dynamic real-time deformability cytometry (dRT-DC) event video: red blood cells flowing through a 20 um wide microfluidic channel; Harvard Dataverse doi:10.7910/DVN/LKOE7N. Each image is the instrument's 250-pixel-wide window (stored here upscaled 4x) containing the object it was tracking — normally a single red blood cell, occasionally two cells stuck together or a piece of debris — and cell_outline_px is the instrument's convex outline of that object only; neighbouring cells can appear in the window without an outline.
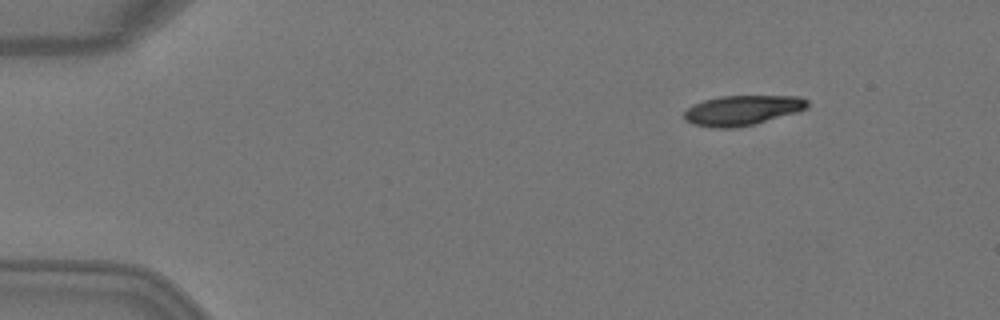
{"species": "Egyptian fruit bat (a non-hibernating species)", "species_latin": "Rousettus aegyptiacus", "temperature_condition": "warm", "stored_images_in_passage": 4, "camera_frame_rate_fps": 3000, "um_per_image_px": 0.085, "animal": {"sex": "female"}, "frame": {"image": 1, "passage_image": 2, "time_ms": 0.333, "image_size_px": [1000, 320], "cell_outline_px": [[808, 108], [796, 112], [752, 124], [736, 128], [716, 128], [692, 124], [684, 120], [684, 112], [692, 104], [704, 100], [720, 96], [800, 96], [808, 100]], "centroid_in_image_um": [63.06, 9.37], "position_along_channel_um": 21.9, "area_um2": 21.44}}